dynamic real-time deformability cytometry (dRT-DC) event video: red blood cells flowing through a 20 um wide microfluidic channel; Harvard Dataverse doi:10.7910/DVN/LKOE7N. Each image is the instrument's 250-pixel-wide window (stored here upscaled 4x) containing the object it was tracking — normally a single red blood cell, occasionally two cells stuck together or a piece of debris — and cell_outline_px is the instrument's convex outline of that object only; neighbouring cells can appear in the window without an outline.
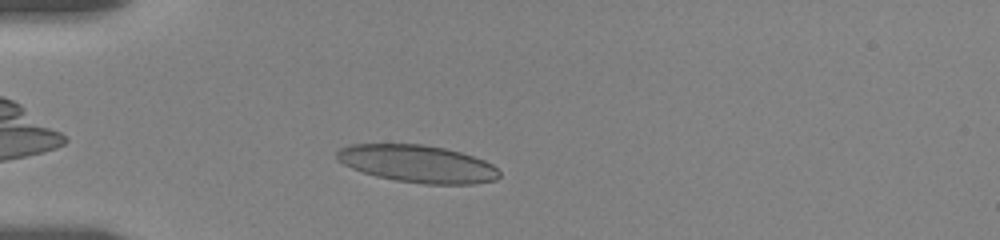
{"species": "human", "species_latin": "Homo sapiens", "temperature_condition": "room temperature", "stored_images_in_passage": 13, "camera_frame_rate_fps": 3000, "um_per_image_px": 0.085, "donor": {"sex": "female"}, "frame": {"image": 1, "passage_image": 5, "time_ms": 1.667, "image_size_px": [1000, 240], "cell_outline_px": [[500, 176], [496, 180], [472, 184], [424, 184], [396, 180], [376, 176], [352, 168], [336, 160], [336, 152], [340, 148], [352, 144], [424, 144], [444, 148], [460, 152], [484, 160], [492, 164], [500, 172]], "centroid_in_image_um": [35.49, 13.92], "position_along_channel_um": 49.5, "area_um2": 35.37}}
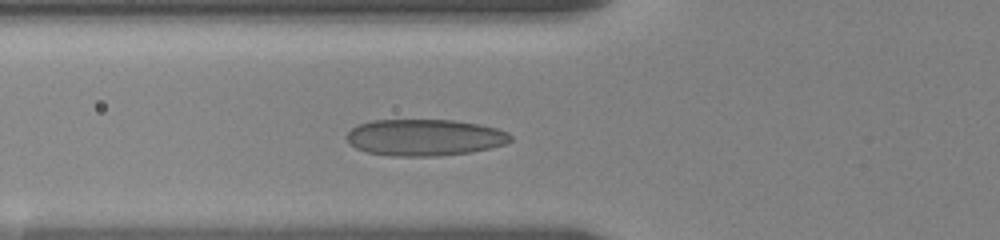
{"frame": {"image": 2, "passage_image": 9, "time_ms": 3.333, "image_size_px": [1000, 240], "cell_outline_px": [[512, 140], [504, 144], [472, 152], [436, 156], [392, 156], [368, 152], [356, 148], [348, 144], [344, 136], [352, 128], [360, 124], [372, 120], [452, 120], [480, 124], [496, 128], [508, 132], [512, 136]], "centroid_in_image_um": [36.07, 11.68], "position_along_channel_um": 89.7, "area_um2": 35.03}}
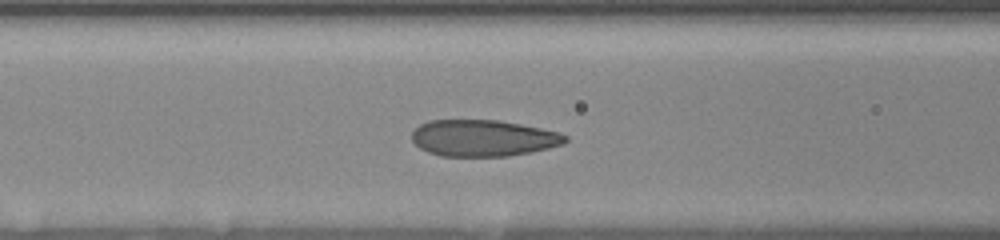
{"frame": {"image": 3, "passage_image": 12, "time_ms": 4.333, "image_size_px": [1000, 240], "cell_outline_px": [[568, 140], [564, 144], [532, 152], [508, 156], [440, 156], [428, 152], [420, 148], [412, 140], [412, 132], [420, 124], [428, 120], [500, 120], [560, 132], [568, 136]], "centroid_in_image_um": [41.09, 11.73], "position_along_channel_um": 125.5, "area_um2": 32.77}}